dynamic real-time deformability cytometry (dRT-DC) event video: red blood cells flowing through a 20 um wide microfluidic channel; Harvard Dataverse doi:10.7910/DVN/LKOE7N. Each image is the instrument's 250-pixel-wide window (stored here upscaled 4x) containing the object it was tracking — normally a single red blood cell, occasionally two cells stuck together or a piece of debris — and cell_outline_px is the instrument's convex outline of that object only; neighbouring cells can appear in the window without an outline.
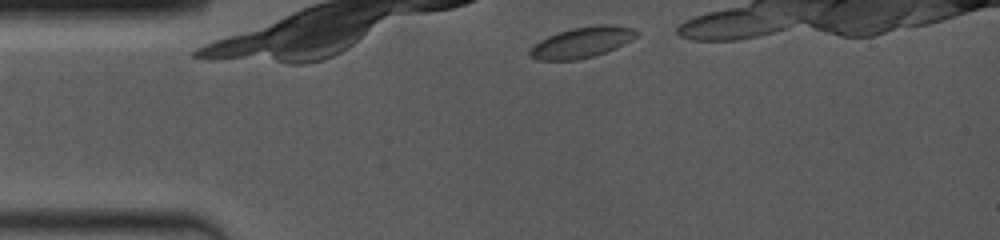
{"species": "common noctule bat (a hibernating species)", "species_latin": "Nyctalus noctula", "temperature_condition": "room temperature", "stored_images_in_passage": 10, "camera_frame_rate_fps": 4000, "um_per_image_px": 0.085, "animal": {"sex": "female", "body_mass_g": 19.0, "forearm_length_mm": 53.3}, "frame": {"image": 1, "passage_image": 1, "time_ms": 0.0, "image_size_px": [1000, 240], "cell_outline_px": [[640, 36], [616, 48], [592, 56], [576, 60], [536, 60], [528, 56], [528, 52], [540, 40], [548, 36], [572, 28], [596, 24], [616, 24], [636, 28], [640, 32]], "centroid_in_image_um": [49.54, 3.58], "position_along_channel_um": 35.5, "area_um2": 19.36}}